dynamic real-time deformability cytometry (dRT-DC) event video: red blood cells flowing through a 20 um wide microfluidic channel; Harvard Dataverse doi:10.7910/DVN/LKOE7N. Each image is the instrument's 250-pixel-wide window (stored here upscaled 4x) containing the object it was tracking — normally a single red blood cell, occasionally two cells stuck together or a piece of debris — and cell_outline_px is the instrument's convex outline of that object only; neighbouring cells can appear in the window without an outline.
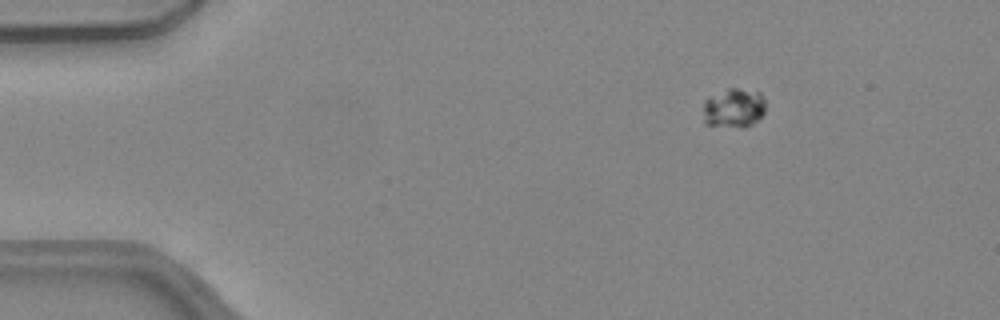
{"species": "common noctule bat (a hibernating species)", "species_latin": "Nyctalus noctula", "temperature_condition": "warm", "stored_images_in_passage": 45, "camera_frame_rate_fps": 3000, "um_per_image_px": 0.085, "animal": {"sex": "female", "body_mass_g": 24.6, "forearm_length_mm": 56.2}, "frame": {"image": 1, "passage_image": 1, "time_ms": 0.0, "image_size_px": [1000, 320], "cell_outline_px": [[764, 112], [752, 124], [744, 128], [704, 124], [704, 100], [728, 88], [736, 88], [760, 92], [764, 100]], "centroid_in_image_um": [62.37, 9.19], "position_along_channel_um": 22.6, "area_um2": 14.16}}
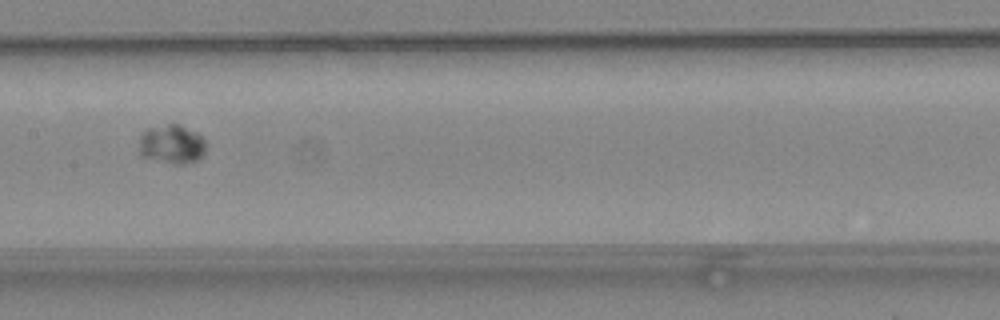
{"frame": {"image": 2, "passage_image": 20, "time_ms": 6.333, "image_size_px": [1000, 320], "cell_outline_px": [[204, 152], [196, 160], [184, 164], [172, 164], [140, 156], [140, 136], [148, 128], [168, 124], [180, 124], [200, 132], [204, 136]], "centroid_in_image_um": [14.62, 12.24], "position_along_channel_um": 192.8, "area_um2": 15.32}}
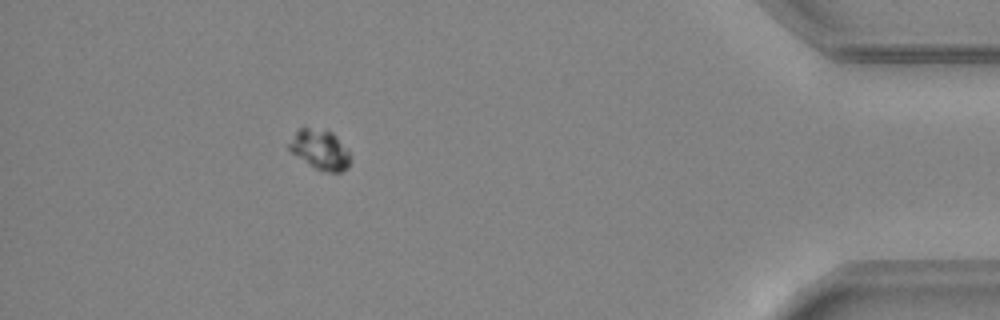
{"frame": {"image": 3, "passage_image": 40, "time_ms": 13.0, "image_size_px": [1000, 320], "cell_outline_px": [[348, 168], [340, 172], [320, 172], [292, 152], [288, 148], [288, 144], [296, 132], [300, 128], [328, 128], [348, 148]], "centroid_in_image_um": [27.22, 12.7], "position_along_channel_um": 408.0, "area_um2": 14.22}}